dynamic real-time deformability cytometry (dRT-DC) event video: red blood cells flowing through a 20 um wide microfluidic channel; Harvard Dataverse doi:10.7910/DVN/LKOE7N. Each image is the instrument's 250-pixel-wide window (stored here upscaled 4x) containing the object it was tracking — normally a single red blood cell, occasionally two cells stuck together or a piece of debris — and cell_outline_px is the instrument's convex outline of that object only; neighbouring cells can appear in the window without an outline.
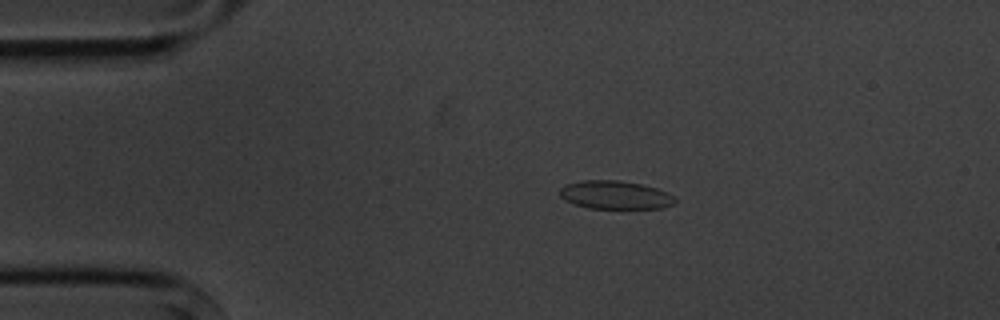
{"species": "common noctule bat (a hibernating species)", "species_latin": "Nyctalus noctula", "temperature_condition": "cold", "stored_images_in_passage": 5, "camera_frame_rate_fps": 3000, "um_per_image_px": 0.085, "animal": {"sex": "male", "body_mass_g": 20.1, "forearm_length_mm": 53.5}, "frame": {"image": 1, "passage_image": 2, "time_ms": 1.333, "image_size_px": [1000, 320], "cell_outline_px": [[676, 204], [660, 208], [588, 208], [564, 200], [560, 196], [560, 188], [564, 184], [580, 180], [620, 180], [640, 184], [656, 188], [668, 192], [676, 196]], "centroid_in_image_um": [52.3, 16.56], "position_along_channel_um": 32.7, "area_um2": 19.19}}
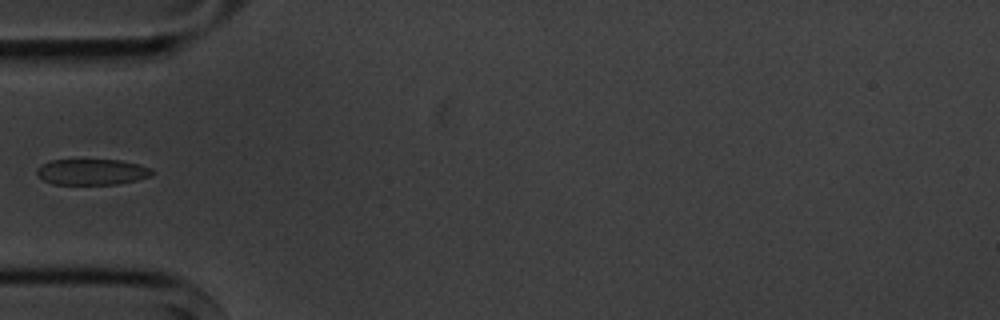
{"frame": {"image": 2, "passage_image": 4, "time_ms": 3.667, "image_size_px": [1000, 320], "cell_outline_px": [[156, 172], [152, 176], [136, 180], [116, 184], [52, 184], [36, 176], [36, 168], [52, 160], [120, 160], [140, 164], [152, 168]], "centroid_in_image_um": [7.85, 14.61], "position_along_channel_um": 77.1, "area_um2": 17.51}}
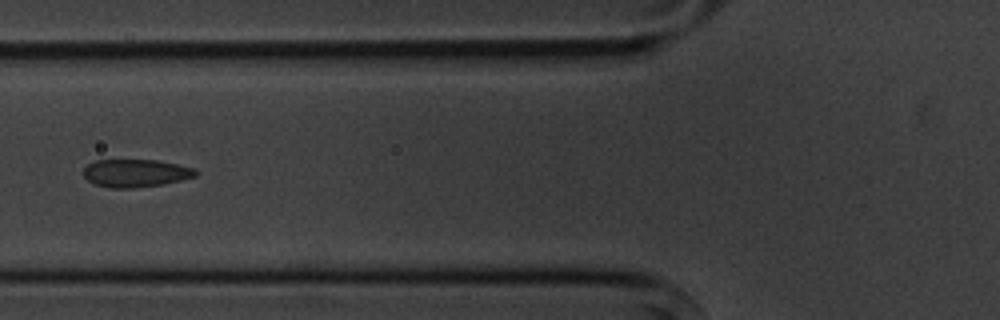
{"frame": {"image": 3, "passage_image": 5, "time_ms": 4.667, "image_size_px": [1000, 320], "cell_outline_px": [[196, 176], [164, 184], [132, 188], [108, 188], [96, 184], [88, 180], [84, 176], [84, 168], [88, 164], [96, 160], [156, 160], [196, 168]], "centroid_in_image_um": [11.52, 14.72], "position_along_channel_um": 114.3, "area_um2": 18.09}}